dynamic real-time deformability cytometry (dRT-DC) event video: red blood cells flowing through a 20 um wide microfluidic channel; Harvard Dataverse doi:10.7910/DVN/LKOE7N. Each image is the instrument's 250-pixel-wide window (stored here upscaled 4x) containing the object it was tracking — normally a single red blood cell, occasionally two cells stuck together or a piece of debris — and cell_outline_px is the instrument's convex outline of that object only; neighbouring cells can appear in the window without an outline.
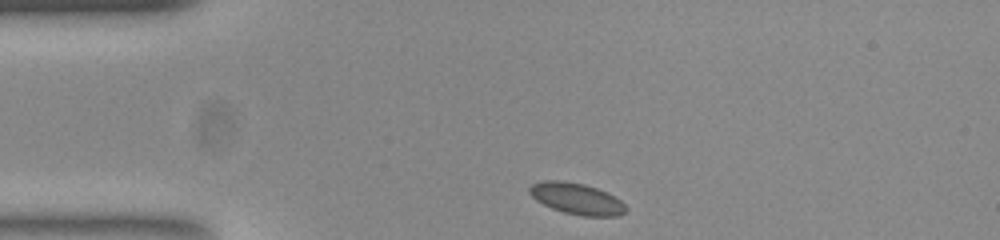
{"species": "common noctule bat (a hibernating species)", "species_latin": "Nyctalus noctula", "temperature_condition": "room temperature", "stored_images_in_passage": 35, "camera_frame_rate_fps": 3000, "um_per_image_px": 0.085, "animal": {"sex": "female", "body_mass_g": 23.0, "forearm_length_mm": 53.4}, "frame": {"image": 1, "passage_image": 1, "time_ms": 0.0, "image_size_px": [1000, 240], "cell_outline_px": [[628, 208], [624, 212], [616, 216], [580, 216], [564, 212], [552, 208], [536, 200], [528, 192], [528, 188], [532, 184], [544, 180], [560, 180], [584, 184], [596, 188], [620, 200]], "centroid_in_image_um": [48.98, 16.89], "position_along_channel_um": 36.0, "area_um2": 17.4}}
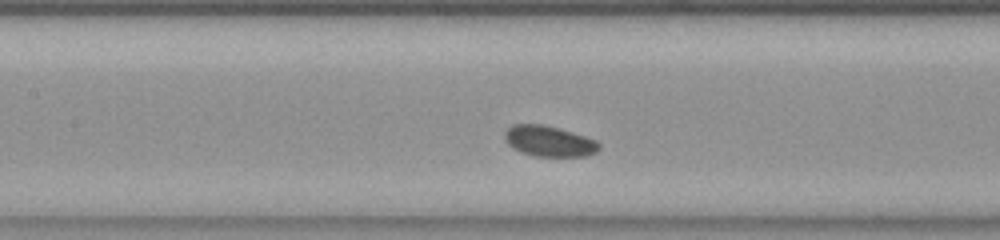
{"frame": {"image": 2, "passage_image": 14, "time_ms": 4.333, "image_size_px": [1000, 240], "cell_outline_px": [[600, 148], [596, 152], [588, 156], [532, 156], [520, 152], [512, 148], [508, 144], [504, 136], [504, 132], [512, 124], [544, 124], [572, 132], [596, 140], [600, 144]], "centroid_in_image_um": [46.65, 12.0], "position_along_channel_um": 160.7, "area_um2": 16.99}}
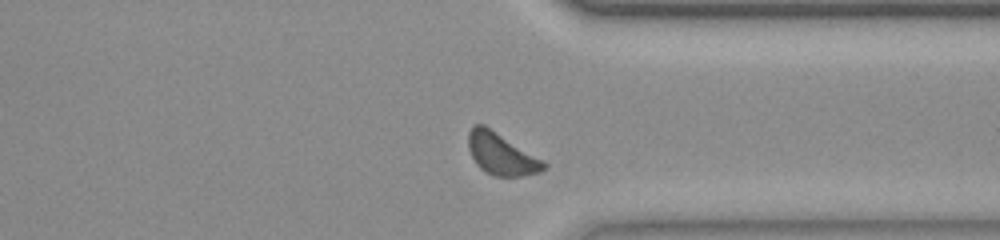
{"frame": {"image": 3, "passage_image": 31, "time_ms": 10.0, "image_size_px": [1000, 240], "cell_outline_px": [[548, 168], [540, 172], [524, 176], [492, 176], [484, 172], [476, 164], [468, 148], [468, 132], [472, 124], [484, 124], [544, 160], [548, 164]], "centroid_in_image_um": [42.62, 13.09], "position_along_channel_um": 368.8, "area_um2": 18.73}, "authors_computed_cell_mechanics": {"area_um2": 17.2822, "velocity_mm_per_s": 3.7077, "shape_relaxation_time_tau1_ms": null, "shape_relaxation_time_tau2_ms": 5.2048, "deformation_change_tau1": null, "deformation_change_tau2": 0.1046}}